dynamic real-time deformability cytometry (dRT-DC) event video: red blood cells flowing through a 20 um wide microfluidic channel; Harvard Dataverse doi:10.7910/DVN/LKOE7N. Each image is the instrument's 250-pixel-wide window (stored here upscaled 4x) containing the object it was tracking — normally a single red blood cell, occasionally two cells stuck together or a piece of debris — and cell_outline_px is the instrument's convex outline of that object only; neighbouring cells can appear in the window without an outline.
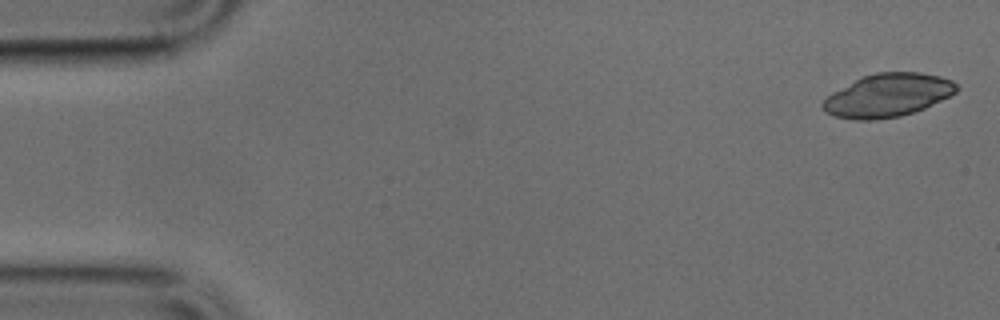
{"species": "common noctule bat (a hibernating species)", "species_latin": "Nyctalus noctula", "temperature_condition": "cold", "stored_images_in_passage": 4, "camera_frame_rate_fps": 3000, "um_per_image_px": 0.085, "animal": {"sex": "male", "body_mass_g": 17.9, "forearm_length_mm": 54.2}, "frame": {"image": 1, "passage_image": 1, "time_ms": 0.0, "image_size_px": [1000, 320], "cell_outline_px": [[960, 88], [956, 92], [924, 108], [900, 116], [872, 120], [856, 120], [832, 116], [824, 112], [820, 104], [832, 92], [864, 76], [876, 72], [920, 72], [940, 76], [952, 80]], "centroid_in_image_um": [75.44, 8.1], "position_along_channel_um": 9.6, "area_um2": 33.52}}